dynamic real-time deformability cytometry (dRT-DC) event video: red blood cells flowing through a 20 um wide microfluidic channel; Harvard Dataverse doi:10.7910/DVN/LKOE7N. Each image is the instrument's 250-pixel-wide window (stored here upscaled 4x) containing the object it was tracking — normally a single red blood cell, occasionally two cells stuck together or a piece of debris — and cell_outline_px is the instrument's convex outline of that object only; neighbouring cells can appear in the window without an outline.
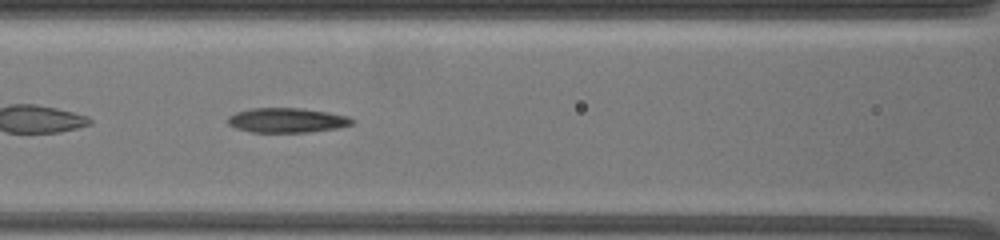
{"species": "common noctule bat (a hibernating species)", "species_latin": "Nyctalus noctula", "temperature_condition": "warm", "stored_images_in_passage": 35, "camera_frame_rate_fps": 3000, "um_per_image_px": 0.085, "animal": {"sex": "female", "body_mass_g": 19.5, "forearm_length_mm": 54.1}, "frame": {"image": 1, "passage_image": 10, "time_ms": 3.667, "image_size_px": [1000, 240], "cell_outline_px": [[352, 124], [336, 128], [308, 132], [252, 132], [236, 128], [228, 124], [228, 116], [236, 112], [252, 108], [300, 108], [324, 112], [344, 116], [352, 120]], "centroid_in_image_um": [24.3, 10.22], "position_along_channel_um": 142.3, "area_um2": 17.46}}
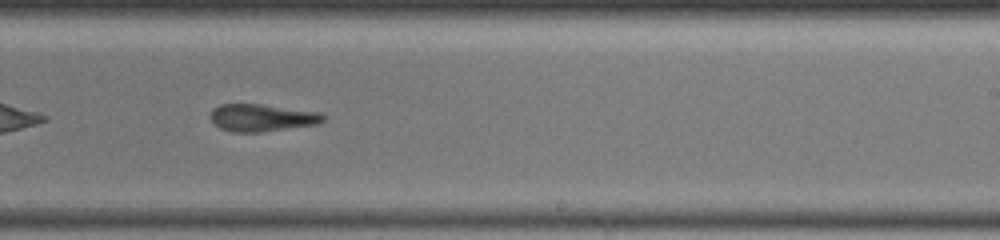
{"frame": {"image": 2, "passage_image": 19, "time_ms": 7.333, "image_size_px": [1000, 240], "cell_outline_px": [[324, 120], [320, 124], [260, 132], [232, 132], [220, 128], [208, 116], [212, 108], [220, 104], [260, 104], [316, 112], [324, 116]], "centroid_in_image_um": [22.21, 10.01], "position_along_channel_um": 266.8, "area_um2": 17.86}}
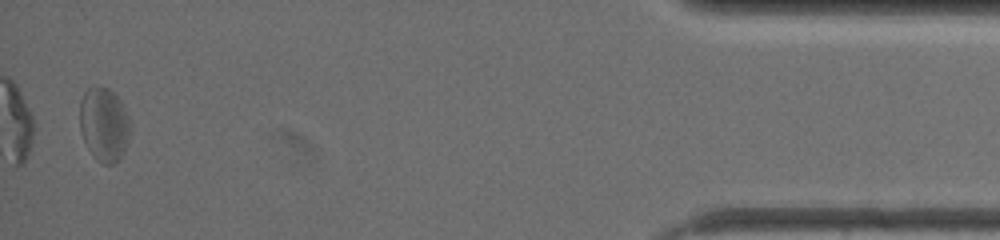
{"frame": {"image": 3, "passage_image": 34, "time_ms": 14.0, "image_size_px": [1000, 240], "cell_outline_px": [[132, 128], [124, 152], [112, 164], [104, 164], [96, 160], [92, 156], [84, 140], [80, 128], [80, 100], [84, 92], [88, 88], [96, 84], [108, 88], [120, 100], [132, 124]], "centroid_in_image_um": [8.85, 10.55], "position_along_channel_um": 426.4, "area_um2": 21.96}, "authors_computed_cell_mechanics": {"area_um2": 19.0162, "velocity_mm_per_s": 3.4085, "shape_relaxation_time_tau1_ms": null, "shape_relaxation_time_tau2_ms": 2.5123, "deformation_change_tau1": null, "deformation_change_tau2": 0.0966}}